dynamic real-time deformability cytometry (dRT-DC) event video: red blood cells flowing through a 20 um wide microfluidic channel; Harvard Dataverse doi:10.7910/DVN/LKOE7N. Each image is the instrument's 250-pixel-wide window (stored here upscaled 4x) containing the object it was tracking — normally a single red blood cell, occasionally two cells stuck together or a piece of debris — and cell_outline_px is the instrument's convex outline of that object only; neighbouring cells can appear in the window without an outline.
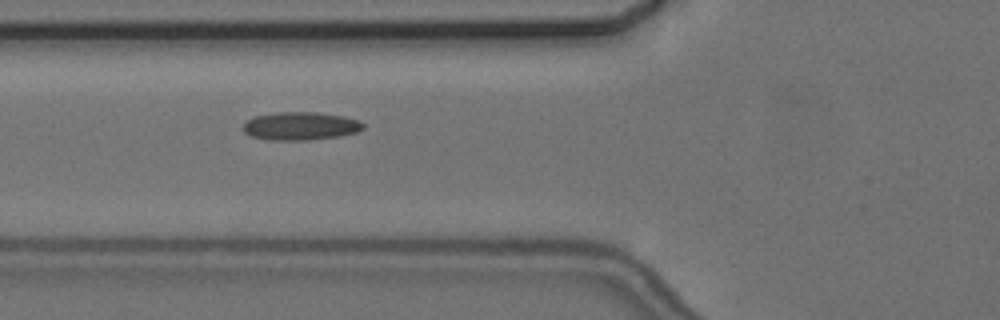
{"species": "common noctule bat (a hibernating species)", "species_latin": "Nyctalus noctula", "temperature_condition": "cold", "stored_images_in_passage": 6, "camera_frame_rate_fps": 3000, "um_per_image_px": 0.085, "animal": {"sex": "female", "body_mass_g": 24.6, "forearm_length_mm": 56.2}, "frame": {"image": 1, "passage_image": 6, "time_ms": 7.333, "image_size_px": [1000, 320], "cell_outline_px": [[364, 128], [356, 132], [340, 136], [308, 140], [268, 140], [252, 136], [244, 132], [240, 128], [248, 120], [256, 116], [276, 112], [316, 112], [344, 116], [360, 120], [364, 124]], "centroid_in_image_um": [25.55, 10.71], "position_along_channel_um": 100.3, "area_um2": 19.77}}